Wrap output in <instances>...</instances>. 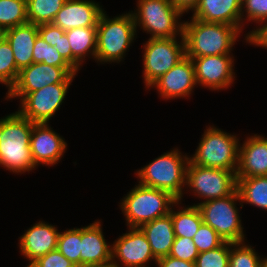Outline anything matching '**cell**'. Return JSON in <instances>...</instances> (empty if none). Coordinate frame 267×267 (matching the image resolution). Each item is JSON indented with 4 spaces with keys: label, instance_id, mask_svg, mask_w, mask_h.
<instances>
[{
    "label": "cell",
    "instance_id": "e0dca14e",
    "mask_svg": "<svg viewBox=\"0 0 267 267\" xmlns=\"http://www.w3.org/2000/svg\"><path fill=\"white\" fill-rule=\"evenodd\" d=\"M59 230L55 225L39 221L19 237V252L29 261V267L38 258L57 249ZM26 267V266H25Z\"/></svg>",
    "mask_w": 267,
    "mask_h": 267
},
{
    "label": "cell",
    "instance_id": "4dcf8cb0",
    "mask_svg": "<svg viewBox=\"0 0 267 267\" xmlns=\"http://www.w3.org/2000/svg\"><path fill=\"white\" fill-rule=\"evenodd\" d=\"M81 242V228H71L59 233L57 250L76 267H80Z\"/></svg>",
    "mask_w": 267,
    "mask_h": 267
},
{
    "label": "cell",
    "instance_id": "277c9868",
    "mask_svg": "<svg viewBox=\"0 0 267 267\" xmlns=\"http://www.w3.org/2000/svg\"><path fill=\"white\" fill-rule=\"evenodd\" d=\"M188 163L189 156L174 148L155 158L135 174L139 184L168 191L181 201L185 194Z\"/></svg>",
    "mask_w": 267,
    "mask_h": 267
},
{
    "label": "cell",
    "instance_id": "5bb4252c",
    "mask_svg": "<svg viewBox=\"0 0 267 267\" xmlns=\"http://www.w3.org/2000/svg\"><path fill=\"white\" fill-rule=\"evenodd\" d=\"M191 58L195 68L197 85L212 91H220L232 86L235 79L233 55H209Z\"/></svg>",
    "mask_w": 267,
    "mask_h": 267
},
{
    "label": "cell",
    "instance_id": "ee69618b",
    "mask_svg": "<svg viewBox=\"0 0 267 267\" xmlns=\"http://www.w3.org/2000/svg\"><path fill=\"white\" fill-rule=\"evenodd\" d=\"M81 267H112L111 265H105V266H81Z\"/></svg>",
    "mask_w": 267,
    "mask_h": 267
},
{
    "label": "cell",
    "instance_id": "b9f144b4",
    "mask_svg": "<svg viewBox=\"0 0 267 267\" xmlns=\"http://www.w3.org/2000/svg\"><path fill=\"white\" fill-rule=\"evenodd\" d=\"M251 44L267 49V26L253 38Z\"/></svg>",
    "mask_w": 267,
    "mask_h": 267
},
{
    "label": "cell",
    "instance_id": "ffe728a7",
    "mask_svg": "<svg viewBox=\"0 0 267 267\" xmlns=\"http://www.w3.org/2000/svg\"><path fill=\"white\" fill-rule=\"evenodd\" d=\"M267 176V136L251 135L239 144L236 178Z\"/></svg>",
    "mask_w": 267,
    "mask_h": 267
},
{
    "label": "cell",
    "instance_id": "4316f807",
    "mask_svg": "<svg viewBox=\"0 0 267 267\" xmlns=\"http://www.w3.org/2000/svg\"><path fill=\"white\" fill-rule=\"evenodd\" d=\"M249 21L260 23L258 28L245 34L246 43L252 45L253 38L267 26V0H242L241 31L245 30L243 26Z\"/></svg>",
    "mask_w": 267,
    "mask_h": 267
},
{
    "label": "cell",
    "instance_id": "484cf974",
    "mask_svg": "<svg viewBox=\"0 0 267 267\" xmlns=\"http://www.w3.org/2000/svg\"><path fill=\"white\" fill-rule=\"evenodd\" d=\"M240 196V208L243 203L250 204L267 211V176L236 178Z\"/></svg>",
    "mask_w": 267,
    "mask_h": 267
},
{
    "label": "cell",
    "instance_id": "83f0119b",
    "mask_svg": "<svg viewBox=\"0 0 267 267\" xmlns=\"http://www.w3.org/2000/svg\"><path fill=\"white\" fill-rule=\"evenodd\" d=\"M66 0H26L28 22L41 25L52 23Z\"/></svg>",
    "mask_w": 267,
    "mask_h": 267
},
{
    "label": "cell",
    "instance_id": "30bf717a",
    "mask_svg": "<svg viewBox=\"0 0 267 267\" xmlns=\"http://www.w3.org/2000/svg\"><path fill=\"white\" fill-rule=\"evenodd\" d=\"M188 188L193 196L204 200L200 203L227 197L237 189L236 171L203 167L189 161L185 189Z\"/></svg>",
    "mask_w": 267,
    "mask_h": 267
},
{
    "label": "cell",
    "instance_id": "ab89813d",
    "mask_svg": "<svg viewBox=\"0 0 267 267\" xmlns=\"http://www.w3.org/2000/svg\"><path fill=\"white\" fill-rule=\"evenodd\" d=\"M157 267H196L195 263L183 261L172 256L162 257L157 260Z\"/></svg>",
    "mask_w": 267,
    "mask_h": 267
},
{
    "label": "cell",
    "instance_id": "6da1fadb",
    "mask_svg": "<svg viewBox=\"0 0 267 267\" xmlns=\"http://www.w3.org/2000/svg\"><path fill=\"white\" fill-rule=\"evenodd\" d=\"M35 123L18 111L0 119V166L15 174L36 169L30 149V137Z\"/></svg>",
    "mask_w": 267,
    "mask_h": 267
},
{
    "label": "cell",
    "instance_id": "52a82bcc",
    "mask_svg": "<svg viewBox=\"0 0 267 267\" xmlns=\"http://www.w3.org/2000/svg\"><path fill=\"white\" fill-rule=\"evenodd\" d=\"M136 3V10L131 11L136 29L141 27L150 34L149 38L183 36V14L169 0H137Z\"/></svg>",
    "mask_w": 267,
    "mask_h": 267
},
{
    "label": "cell",
    "instance_id": "ba28073f",
    "mask_svg": "<svg viewBox=\"0 0 267 267\" xmlns=\"http://www.w3.org/2000/svg\"><path fill=\"white\" fill-rule=\"evenodd\" d=\"M237 201L241 203L238 190L224 198L193 204L201 212L203 223L213 228L224 241L244 242L245 231L239 216Z\"/></svg>",
    "mask_w": 267,
    "mask_h": 267
},
{
    "label": "cell",
    "instance_id": "836d02e7",
    "mask_svg": "<svg viewBox=\"0 0 267 267\" xmlns=\"http://www.w3.org/2000/svg\"><path fill=\"white\" fill-rule=\"evenodd\" d=\"M231 242L225 241L216 249L199 253L195 265L196 267H229Z\"/></svg>",
    "mask_w": 267,
    "mask_h": 267
},
{
    "label": "cell",
    "instance_id": "d6986e66",
    "mask_svg": "<svg viewBox=\"0 0 267 267\" xmlns=\"http://www.w3.org/2000/svg\"><path fill=\"white\" fill-rule=\"evenodd\" d=\"M100 220L81 227V266H105L112 263V245L107 243Z\"/></svg>",
    "mask_w": 267,
    "mask_h": 267
},
{
    "label": "cell",
    "instance_id": "2e32d148",
    "mask_svg": "<svg viewBox=\"0 0 267 267\" xmlns=\"http://www.w3.org/2000/svg\"><path fill=\"white\" fill-rule=\"evenodd\" d=\"M30 149L36 166H54L67 150L65 138L55 132L49 123H35L30 137Z\"/></svg>",
    "mask_w": 267,
    "mask_h": 267
},
{
    "label": "cell",
    "instance_id": "8992f818",
    "mask_svg": "<svg viewBox=\"0 0 267 267\" xmlns=\"http://www.w3.org/2000/svg\"><path fill=\"white\" fill-rule=\"evenodd\" d=\"M239 137L209 125L189 161L203 167L236 171L239 158Z\"/></svg>",
    "mask_w": 267,
    "mask_h": 267
},
{
    "label": "cell",
    "instance_id": "e575fe53",
    "mask_svg": "<svg viewBox=\"0 0 267 267\" xmlns=\"http://www.w3.org/2000/svg\"><path fill=\"white\" fill-rule=\"evenodd\" d=\"M192 240L199 253L216 249L225 242L213 228L205 223L201 224Z\"/></svg>",
    "mask_w": 267,
    "mask_h": 267
},
{
    "label": "cell",
    "instance_id": "7402d4cb",
    "mask_svg": "<svg viewBox=\"0 0 267 267\" xmlns=\"http://www.w3.org/2000/svg\"><path fill=\"white\" fill-rule=\"evenodd\" d=\"M2 35L12 47L19 71L33 63V48L39 35L38 25L27 22L4 31Z\"/></svg>",
    "mask_w": 267,
    "mask_h": 267
},
{
    "label": "cell",
    "instance_id": "3957f363",
    "mask_svg": "<svg viewBox=\"0 0 267 267\" xmlns=\"http://www.w3.org/2000/svg\"><path fill=\"white\" fill-rule=\"evenodd\" d=\"M137 29L131 11L110 18L102 12L97 23L95 62L119 63L136 39Z\"/></svg>",
    "mask_w": 267,
    "mask_h": 267
},
{
    "label": "cell",
    "instance_id": "1f68e13d",
    "mask_svg": "<svg viewBox=\"0 0 267 267\" xmlns=\"http://www.w3.org/2000/svg\"><path fill=\"white\" fill-rule=\"evenodd\" d=\"M263 257L246 242H231L229 267H261Z\"/></svg>",
    "mask_w": 267,
    "mask_h": 267
},
{
    "label": "cell",
    "instance_id": "d4e9b609",
    "mask_svg": "<svg viewBox=\"0 0 267 267\" xmlns=\"http://www.w3.org/2000/svg\"><path fill=\"white\" fill-rule=\"evenodd\" d=\"M180 204L182 205V202L178 200L170 210L175 237L192 239L203 223L201 212L197 206L184 207L179 206ZM174 206L177 211L174 210Z\"/></svg>",
    "mask_w": 267,
    "mask_h": 267
},
{
    "label": "cell",
    "instance_id": "ac0fdd59",
    "mask_svg": "<svg viewBox=\"0 0 267 267\" xmlns=\"http://www.w3.org/2000/svg\"><path fill=\"white\" fill-rule=\"evenodd\" d=\"M105 11L94 0H66L52 24L67 31L73 28L97 27L101 13Z\"/></svg>",
    "mask_w": 267,
    "mask_h": 267
},
{
    "label": "cell",
    "instance_id": "d6a6232c",
    "mask_svg": "<svg viewBox=\"0 0 267 267\" xmlns=\"http://www.w3.org/2000/svg\"><path fill=\"white\" fill-rule=\"evenodd\" d=\"M33 63H44L56 67H71L53 46L38 35L33 48Z\"/></svg>",
    "mask_w": 267,
    "mask_h": 267
},
{
    "label": "cell",
    "instance_id": "8d00e7d4",
    "mask_svg": "<svg viewBox=\"0 0 267 267\" xmlns=\"http://www.w3.org/2000/svg\"><path fill=\"white\" fill-rule=\"evenodd\" d=\"M29 267H76L57 249L38 258Z\"/></svg>",
    "mask_w": 267,
    "mask_h": 267
},
{
    "label": "cell",
    "instance_id": "603a6c76",
    "mask_svg": "<svg viewBox=\"0 0 267 267\" xmlns=\"http://www.w3.org/2000/svg\"><path fill=\"white\" fill-rule=\"evenodd\" d=\"M140 229L145 234L152 253L157 260L170 254L175 240L170 213L142 225Z\"/></svg>",
    "mask_w": 267,
    "mask_h": 267
},
{
    "label": "cell",
    "instance_id": "f35d334b",
    "mask_svg": "<svg viewBox=\"0 0 267 267\" xmlns=\"http://www.w3.org/2000/svg\"><path fill=\"white\" fill-rule=\"evenodd\" d=\"M53 47L57 49L65 61L72 67V51L66 32L63 35H59V39Z\"/></svg>",
    "mask_w": 267,
    "mask_h": 267
},
{
    "label": "cell",
    "instance_id": "f1b7e54d",
    "mask_svg": "<svg viewBox=\"0 0 267 267\" xmlns=\"http://www.w3.org/2000/svg\"><path fill=\"white\" fill-rule=\"evenodd\" d=\"M28 22L26 0H0V32Z\"/></svg>",
    "mask_w": 267,
    "mask_h": 267
},
{
    "label": "cell",
    "instance_id": "9a60e30c",
    "mask_svg": "<svg viewBox=\"0 0 267 267\" xmlns=\"http://www.w3.org/2000/svg\"><path fill=\"white\" fill-rule=\"evenodd\" d=\"M197 86L195 68L191 58L185 56L169 71L155 80L149 87L156 88L165 100L187 98Z\"/></svg>",
    "mask_w": 267,
    "mask_h": 267
},
{
    "label": "cell",
    "instance_id": "5b68a950",
    "mask_svg": "<svg viewBox=\"0 0 267 267\" xmlns=\"http://www.w3.org/2000/svg\"><path fill=\"white\" fill-rule=\"evenodd\" d=\"M178 201L170 192L137 184L120 202V209L127 221L126 226L140 228L142 225L170 213Z\"/></svg>",
    "mask_w": 267,
    "mask_h": 267
},
{
    "label": "cell",
    "instance_id": "7bdbcfd3",
    "mask_svg": "<svg viewBox=\"0 0 267 267\" xmlns=\"http://www.w3.org/2000/svg\"><path fill=\"white\" fill-rule=\"evenodd\" d=\"M261 267H267V257L266 258L265 257L263 258Z\"/></svg>",
    "mask_w": 267,
    "mask_h": 267
},
{
    "label": "cell",
    "instance_id": "d590c367",
    "mask_svg": "<svg viewBox=\"0 0 267 267\" xmlns=\"http://www.w3.org/2000/svg\"><path fill=\"white\" fill-rule=\"evenodd\" d=\"M199 252L191 238L175 237L169 256L195 263Z\"/></svg>",
    "mask_w": 267,
    "mask_h": 267
},
{
    "label": "cell",
    "instance_id": "44dd1931",
    "mask_svg": "<svg viewBox=\"0 0 267 267\" xmlns=\"http://www.w3.org/2000/svg\"><path fill=\"white\" fill-rule=\"evenodd\" d=\"M241 7L242 0H199L191 17L203 22L229 24L241 30Z\"/></svg>",
    "mask_w": 267,
    "mask_h": 267
},
{
    "label": "cell",
    "instance_id": "60d3db41",
    "mask_svg": "<svg viewBox=\"0 0 267 267\" xmlns=\"http://www.w3.org/2000/svg\"><path fill=\"white\" fill-rule=\"evenodd\" d=\"M171 4L179 10L182 14L189 13L195 9L198 5L199 0H169Z\"/></svg>",
    "mask_w": 267,
    "mask_h": 267
},
{
    "label": "cell",
    "instance_id": "8fae6325",
    "mask_svg": "<svg viewBox=\"0 0 267 267\" xmlns=\"http://www.w3.org/2000/svg\"><path fill=\"white\" fill-rule=\"evenodd\" d=\"M77 72L72 67H56L44 63H32L19 72L13 87L6 92V100L22 99L28 93L54 83H72Z\"/></svg>",
    "mask_w": 267,
    "mask_h": 267
},
{
    "label": "cell",
    "instance_id": "9c48e42d",
    "mask_svg": "<svg viewBox=\"0 0 267 267\" xmlns=\"http://www.w3.org/2000/svg\"><path fill=\"white\" fill-rule=\"evenodd\" d=\"M180 38V41H178ZM143 47V79L146 90L185 57L184 37L148 38Z\"/></svg>",
    "mask_w": 267,
    "mask_h": 267
},
{
    "label": "cell",
    "instance_id": "4fadbf2b",
    "mask_svg": "<svg viewBox=\"0 0 267 267\" xmlns=\"http://www.w3.org/2000/svg\"><path fill=\"white\" fill-rule=\"evenodd\" d=\"M112 245V267H150V261L157 263L145 234L140 228L128 227ZM119 260V261H118ZM121 263V264H119Z\"/></svg>",
    "mask_w": 267,
    "mask_h": 267
},
{
    "label": "cell",
    "instance_id": "7a4b0ae2",
    "mask_svg": "<svg viewBox=\"0 0 267 267\" xmlns=\"http://www.w3.org/2000/svg\"><path fill=\"white\" fill-rule=\"evenodd\" d=\"M242 31L224 23L203 22L191 17L184 20L185 56L232 55L233 46Z\"/></svg>",
    "mask_w": 267,
    "mask_h": 267
},
{
    "label": "cell",
    "instance_id": "7c38bea8",
    "mask_svg": "<svg viewBox=\"0 0 267 267\" xmlns=\"http://www.w3.org/2000/svg\"><path fill=\"white\" fill-rule=\"evenodd\" d=\"M71 83H54L28 93L20 100L18 112L33 123H49L59 110Z\"/></svg>",
    "mask_w": 267,
    "mask_h": 267
},
{
    "label": "cell",
    "instance_id": "74e56055",
    "mask_svg": "<svg viewBox=\"0 0 267 267\" xmlns=\"http://www.w3.org/2000/svg\"><path fill=\"white\" fill-rule=\"evenodd\" d=\"M38 33L51 46H55L59 39V35L65 33L60 27L55 26L52 23L38 25Z\"/></svg>",
    "mask_w": 267,
    "mask_h": 267
},
{
    "label": "cell",
    "instance_id": "f546056e",
    "mask_svg": "<svg viewBox=\"0 0 267 267\" xmlns=\"http://www.w3.org/2000/svg\"><path fill=\"white\" fill-rule=\"evenodd\" d=\"M19 70L13 56V51L7 39L1 35L0 37V83L8 87V91L16 83Z\"/></svg>",
    "mask_w": 267,
    "mask_h": 267
},
{
    "label": "cell",
    "instance_id": "cb8c5ba5",
    "mask_svg": "<svg viewBox=\"0 0 267 267\" xmlns=\"http://www.w3.org/2000/svg\"><path fill=\"white\" fill-rule=\"evenodd\" d=\"M65 32L72 51V68L78 73L86 57L95 60L97 27L73 28Z\"/></svg>",
    "mask_w": 267,
    "mask_h": 267
}]
</instances>
